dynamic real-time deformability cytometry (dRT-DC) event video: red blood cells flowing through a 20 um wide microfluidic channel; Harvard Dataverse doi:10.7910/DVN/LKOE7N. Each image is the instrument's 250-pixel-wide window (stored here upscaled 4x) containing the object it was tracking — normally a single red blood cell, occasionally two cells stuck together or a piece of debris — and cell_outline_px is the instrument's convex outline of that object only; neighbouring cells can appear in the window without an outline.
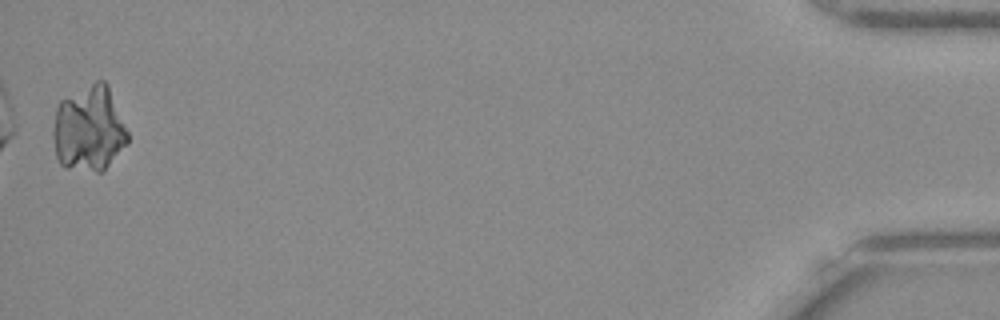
{"species": "Egyptian fruit bat (a non-hibernating species)", "species_latin": "Rousettus aegyptiacus", "temperature_condition": "warm", "stored_images_in_passage": 38, "camera_frame_rate_fps": 3000, "um_per_image_px": 0.085, "frame": {"image": 1, "passage_image": 38, "time_ms": 12.333, "image_size_px": [1000, 320], "cell_outline_px": [[128, 144], [100, 172], [96, 172], [64, 168], [60, 164], [56, 156], [52, 136], [52, 128], [56, 108], [60, 100], [96, 80], [104, 80], [108, 84], [128, 132]], "centroid_in_image_um": [7.54, 10.94], "position_along_channel_um": 427.7, "area_um2": 37.45}}